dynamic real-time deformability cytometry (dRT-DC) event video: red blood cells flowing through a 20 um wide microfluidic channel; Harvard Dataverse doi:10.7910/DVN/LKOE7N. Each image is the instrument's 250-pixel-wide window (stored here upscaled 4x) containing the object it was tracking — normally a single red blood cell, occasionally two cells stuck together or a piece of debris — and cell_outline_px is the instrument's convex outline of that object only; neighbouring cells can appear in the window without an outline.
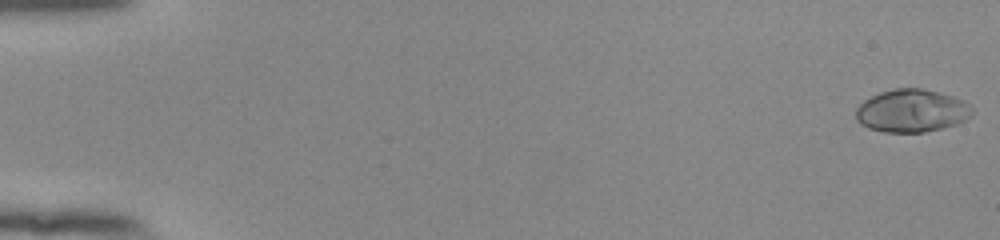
{"species": "human", "species_latin": "Homo sapiens", "temperature_condition": "room temperature", "stored_images_in_passage": 55, "camera_frame_rate_fps": 3000, "um_per_image_px": 0.085, "donor": {"sex": "female"}, "frame": {"image": 1, "passage_image": 1, "time_ms": 0.0, "image_size_px": [1000, 240], "cell_outline_px": [[972, 116], [956, 124], [924, 132], [884, 132], [868, 128], [860, 124], [856, 120], [856, 108], [864, 100], [880, 92], [896, 88], [924, 88], [952, 96], [964, 100], [972, 108]], "centroid_in_image_um": [77.48, 9.41], "position_along_channel_um": 7.5, "area_um2": 29.02}}
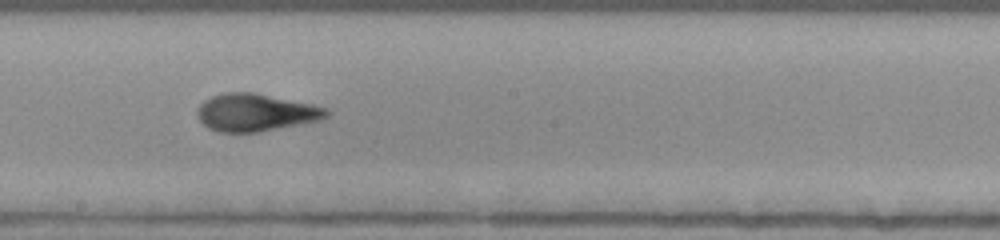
{"frame": {"image": 2, "passage_image": 32, "time_ms": 10.333, "image_size_px": [1000, 240], "cell_outline_px": [[332, 112], [328, 116], [320, 120], [260, 132], [220, 132], [208, 128], [200, 120], [196, 112], [196, 108], [204, 100], [212, 96], [224, 92], [252, 92], [312, 104], [328, 108]], "centroid_in_image_um": [21.74, 9.56], "position_along_channel_um": 226.5, "area_um2": 28.32}}
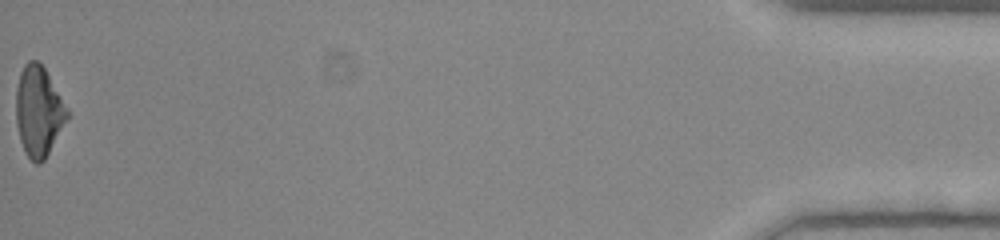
{"frame": {"image": 3, "passage_image": 55, "time_ms": 18.0, "image_size_px": [1000, 240], "cell_outline_px": [[68, 116], [44, 160], [40, 164], [36, 164], [24, 152], [20, 140], [16, 124], [16, 88], [20, 72], [24, 64], [28, 60], [36, 60], [44, 68], [68, 108]], "centroid_in_image_um": [3.25, 9.45], "position_along_channel_um": 432.0, "area_um2": 26.59}, "authors_computed_cell_mechanics": {"area_um2": 27.5706, "velocity_mm_per_s": 3.8743, "shape_relaxation_time_tau1_ms": 7.97, "shape_relaxation_time_tau2_ms": 0.992, "deformation_change_tau1": 0.2611, "deformation_change_tau2": 0.0549}}